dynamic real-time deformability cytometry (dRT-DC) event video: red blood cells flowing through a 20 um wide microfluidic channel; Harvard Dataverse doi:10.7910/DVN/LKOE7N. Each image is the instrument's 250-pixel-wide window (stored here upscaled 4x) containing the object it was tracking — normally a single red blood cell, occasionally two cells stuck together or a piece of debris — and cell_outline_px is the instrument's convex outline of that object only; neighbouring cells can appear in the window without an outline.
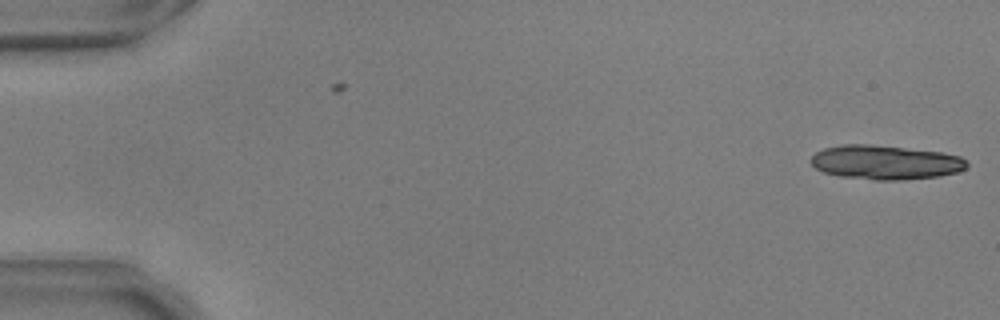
{"species": "common noctule bat (a hibernating species)", "species_latin": "Nyctalus noctula", "temperature_condition": "warm", "stored_images_in_passage": 7, "camera_frame_rate_fps": 3000, "um_per_image_px": 0.085, "animal": {"sex": "male", "body_mass_g": 17.9, "forearm_length_mm": 54.2}, "frame": {"image": 1, "passage_image": 7, "time_ms": 2.0, "image_size_px": [1000, 320], "cell_outline_px": [[968, 164], [964, 168], [956, 172], [940, 176], [904, 180], [872, 180], [840, 176], [824, 172], [816, 168], [812, 164], [812, 156], [816, 152], [824, 148], [840, 144], [868, 144], [940, 152], [960, 156], [968, 160]], "centroid_in_image_um": [75.26, 13.8], "position_along_channel_um": 9.7, "area_um2": 31.04}}